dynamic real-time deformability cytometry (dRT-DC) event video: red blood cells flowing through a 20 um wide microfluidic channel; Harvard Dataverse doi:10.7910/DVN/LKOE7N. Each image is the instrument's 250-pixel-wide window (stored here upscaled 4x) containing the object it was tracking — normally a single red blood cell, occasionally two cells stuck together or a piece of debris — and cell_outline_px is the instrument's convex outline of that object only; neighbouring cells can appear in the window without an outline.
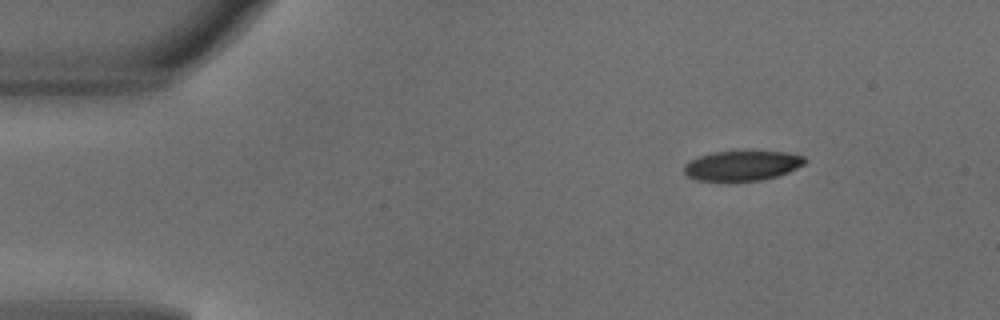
{"species": "common noctule bat (a hibernating species)", "species_latin": "Nyctalus noctula", "temperature_condition": "warm", "stored_images_in_passage": 43, "camera_frame_rate_fps": 3000, "um_per_image_px": 0.085, "animal": {"sex": "male", "body_mass_g": 18.8}, "frame": {"image": 1, "passage_image": 1, "time_ms": 0.0, "image_size_px": [1000, 320], "cell_outline_px": [[808, 160], [804, 164], [788, 172], [776, 176], [760, 180], [732, 184], [696, 180], [688, 176], [684, 172], [684, 164], [700, 156], [712, 152], [784, 152], [804, 156]], "centroid_in_image_um": [63.05, 14.13], "position_along_channel_um": 22.0, "area_um2": 21.5}}
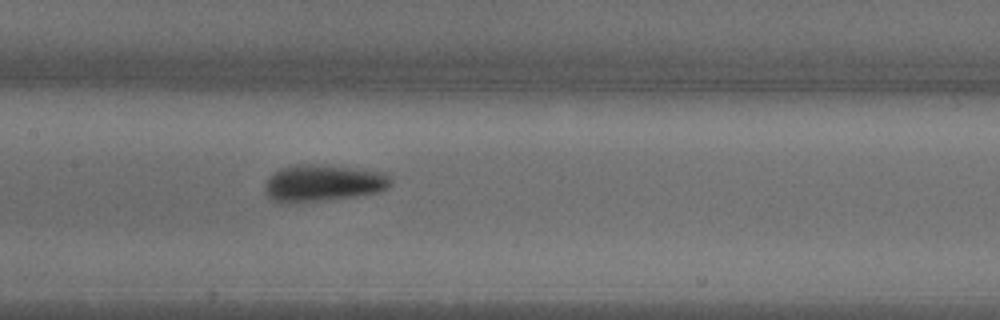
{"frame": {"image": 2, "passage_image": 18, "time_ms": 5.667, "image_size_px": [1000, 320], "cell_outline_px": [[392, 184], [388, 188], [380, 192], [356, 196], [320, 200], [272, 200], [268, 196], [264, 188], [264, 184], [280, 168], [300, 164], [324, 164], [388, 172], [392, 180]], "centroid_in_image_um": [27.59, 15.51], "position_along_channel_um": 179.8, "area_um2": 26.59}}
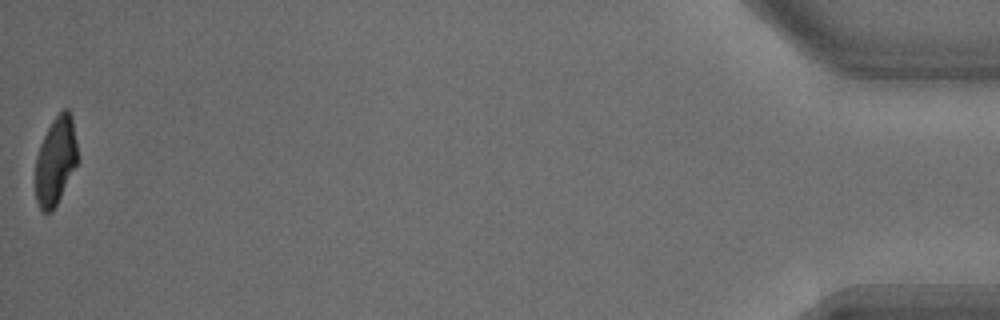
{"frame": {"image": 3, "passage_image": 43, "time_ms": 14.0, "image_size_px": [1000, 320], "cell_outline_px": [[80, 160], [52, 212], [44, 212], [40, 208], [36, 200], [36, 156], [40, 144], [52, 120], [64, 108], [68, 108], [72, 116], [80, 156]], "centroid_in_image_um": [4.77, 13.64], "position_along_channel_um": 430.4, "area_um2": 21.96}, "authors_computed_cell_mechanics": {"area_um2": 24.1604, "velocity_mm_per_s": 4.1572, "shape_relaxation_time_tau1_ms": 2.8429, "shape_relaxation_time_tau2_ms": 1.4292, "deformation_change_tau1": 0.1555, "deformation_change_tau2": 0.0767}}